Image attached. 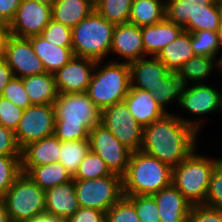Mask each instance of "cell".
<instances>
[{
    "label": "cell",
    "instance_id": "cell-51",
    "mask_svg": "<svg viewBox=\"0 0 222 222\" xmlns=\"http://www.w3.org/2000/svg\"><path fill=\"white\" fill-rule=\"evenodd\" d=\"M216 32H217V38H218V43H219V46H220V50L222 51V22H221L220 27L218 28V30Z\"/></svg>",
    "mask_w": 222,
    "mask_h": 222
},
{
    "label": "cell",
    "instance_id": "cell-32",
    "mask_svg": "<svg viewBox=\"0 0 222 222\" xmlns=\"http://www.w3.org/2000/svg\"><path fill=\"white\" fill-rule=\"evenodd\" d=\"M89 150V139L61 141L59 162L73 176L77 171L79 164L83 161Z\"/></svg>",
    "mask_w": 222,
    "mask_h": 222
},
{
    "label": "cell",
    "instance_id": "cell-35",
    "mask_svg": "<svg viewBox=\"0 0 222 222\" xmlns=\"http://www.w3.org/2000/svg\"><path fill=\"white\" fill-rule=\"evenodd\" d=\"M191 44L195 55L214 57L222 63V56L217 57L221 53L217 32L207 30L192 32Z\"/></svg>",
    "mask_w": 222,
    "mask_h": 222
},
{
    "label": "cell",
    "instance_id": "cell-22",
    "mask_svg": "<svg viewBox=\"0 0 222 222\" xmlns=\"http://www.w3.org/2000/svg\"><path fill=\"white\" fill-rule=\"evenodd\" d=\"M184 29L169 21L166 17L159 23L141 27L144 52L147 56H157L167 45L172 43Z\"/></svg>",
    "mask_w": 222,
    "mask_h": 222
},
{
    "label": "cell",
    "instance_id": "cell-49",
    "mask_svg": "<svg viewBox=\"0 0 222 222\" xmlns=\"http://www.w3.org/2000/svg\"><path fill=\"white\" fill-rule=\"evenodd\" d=\"M8 37V30L0 23V59L4 58L5 44Z\"/></svg>",
    "mask_w": 222,
    "mask_h": 222
},
{
    "label": "cell",
    "instance_id": "cell-52",
    "mask_svg": "<svg viewBox=\"0 0 222 222\" xmlns=\"http://www.w3.org/2000/svg\"><path fill=\"white\" fill-rule=\"evenodd\" d=\"M41 4H44V5H47V6H50L52 7L53 4L57 1V0H35Z\"/></svg>",
    "mask_w": 222,
    "mask_h": 222
},
{
    "label": "cell",
    "instance_id": "cell-28",
    "mask_svg": "<svg viewBox=\"0 0 222 222\" xmlns=\"http://www.w3.org/2000/svg\"><path fill=\"white\" fill-rule=\"evenodd\" d=\"M215 68L222 73V63L216 58L195 55L182 65L177 75L185 85L207 83L205 79Z\"/></svg>",
    "mask_w": 222,
    "mask_h": 222
},
{
    "label": "cell",
    "instance_id": "cell-13",
    "mask_svg": "<svg viewBox=\"0 0 222 222\" xmlns=\"http://www.w3.org/2000/svg\"><path fill=\"white\" fill-rule=\"evenodd\" d=\"M55 112L53 104L32 105L24 109L15 130L17 144L22 149L28 143L54 134Z\"/></svg>",
    "mask_w": 222,
    "mask_h": 222
},
{
    "label": "cell",
    "instance_id": "cell-21",
    "mask_svg": "<svg viewBox=\"0 0 222 222\" xmlns=\"http://www.w3.org/2000/svg\"><path fill=\"white\" fill-rule=\"evenodd\" d=\"M124 101L134 119L142 127L148 126L167 114L147 90L130 88Z\"/></svg>",
    "mask_w": 222,
    "mask_h": 222
},
{
    "label": "cell",
    "instance_id": "cell-38",
    "mask_svg": "<svg viewBox=\"0 0 222 222\" xmlns=\"http://www.w3.org/2000/svg\"><path fill=\"white\" fill-rule=\"evenodd\" d=\"M106 222H140L134 205L123 196L106 213Z\"/></svg>",
    "mask_w": 222,
    "mask_h": 222
},
{
    "label": "cell",
    "instance_id": "cell-3",
    "mask_svg": "<svg viewBox=\"0 0 222 222\" xmlns=\"http://www.w3.org/2000/svg\"><path fill=\"white\" fill-rule=\"evenodd\" d=\"M172 183V168L138 150L131 152L122 176L123 195H153Z\"/></svg>",
    "mask_w": 222,
    "mask_h": 222
},
{
    "label": "cell",
    "instance_id": "cell-29",
    "mask_svg": "<svg viewBox=\"0 0 222 222\" xmlns=\"http://www.w3.org/2000/svg\"><path fill=\"white\" fill-rule=\"evenodd\" d=\"M21 171L27 174L43 190L73 179L72 174L60 162L35 167H21Z\"/></svg>",
    "mask_w": 222,
    "mask_h": 222
},
{
    "label": "cell",
    "instance_id": "cell-50",
    "mask_svg": "<svg viewBox=\"0 0 222 222\" xmlns=\"http://www.w3.org/2000/svg\"><path fill=\"white\" fill-rule=\"evenodd\" d=\"M0 222H11L3 198H0Z\"/></svg>",
    "mask_w": 222,
    "mask_h": 222
},
{
    "label": "cell",
    "instance_id": "cell-48",
    "mask_svg": "<svg viewBox=\"0 0 222 222\" xmlns=\"http://www.w3.org/2000/svg\"><path fill=\"white\" fill-rule=\"evenodd\" d=\"M25 222H64L60 218L50 215L49 213H43L35 216L34 218Z\"/></svg>",
    "mask_w": 222,
    "mask_h": 222
},
{
    "label": "cell",
    "instance_id": "cell-16",
    "mask_svg": "<svg viewBox=\"0 0 222 222\" xmlns=\"http://www.w3.org/2000/svg\"><path fill=\"white\" fill-rule=\"evenodd\" d=\"M96 62L93 59L73 56L66 65L54 74L58 92H87Z\"/></svg>",
    "mask_w": 222,
    "mask_h": 222
},
{
    "label": "cell",
    "instance_id": "cell-24",
    "mask_svg": "<svg viewBox=\"0 0 222 222\" xmlns=\"http://www.w3.org/2000/svg\"><path fill=\"white\" fill-rule=\"evenodd\" d=\"M36 56L43 62L47 73L55 74L74 56L72 47H62L51 44L41 35L28 37Z\"/></svg>",
    "mask_w": 222,
    "mask_h": 222
},
{
    "label": "cell",
    "instance_id": "cell-18",
    "mask_svg": "<svg viewBox=\"0 0 222 222\" xmlns=\"http://www.w3.org/2000/svg\"><path fill=\"white\" fill-rule=\"evenodd\" d=\"M152 196L158 207L160 222H188L193 205L172 183Z\"/></svg>",
    "mask_w": 222,
    "mask_h": 222
},
{
    "label": "cell",
    "instance_id": "cell-7",
    "mask_svg": "<svg viewBox=\"0 0 222 222\" xmlns=\"http://www.w3.org/2000/svg\"><path fill=\"white\" fill-rule=\"evenodd\" d=\"M165 17L190 33L216 32L222 22L218 0H166Z\"/></svg>",
    "mask_w": 222,
    "mask_h": 222
},
{
    "label": "cell",
    "instance_id": "cell-46",
    "mask_svg": "<svg viewBox=\"0 0 222 222\" xmlns=\"http://www.w3.org/2000/svg\"><path fill=\"white\" fill-rule=\"evenodd\" d=\"M22 0H0V23L8 27L14 20Z\"/></svg>",
    "mask_w": 222,
    "mask_h": 222
},
{
    "label": "cell",
    "instance_id": "cell-53",
    "mask_svg": "<svg viewBox=\"0 0 222 222\" xmlns=\"http://www.w3.org/2000/svg\"><path fill=\"white\" fill-rule=\"evenodd\" d=\"M94 7L97 4L98 0H88Z\"/></svg>",
    "mask_w": 222,
    "mask_h": 222
},
{
    "label": "cell",
    "instance_id": "cell-1",
    "mask_svg": "<svg viewBox=\"0 0 222 222\" xmlns=\"http://www.w3.org/2000/svg\"><path fill=\"white\" fill-rule=\"evenodd\" d=\"M198 134L177 115L167 113L144 127L140 150L173 168L198 148Z\"/></svg>",
    "mask_w": 222,
    "mask_h": 222
},
{
    "label": "cell",
    "instance_id": "cell-10",
    "mask_svg": "<svg viewBox=\"0 0 222 222\" xmlns=\"http://www.w3.org/2000/svg\"><path fill=\"white\" fill-rule=\"evenodd\" d=\"M178 106L196 117H201V119H187L177 115L181 121L199 133L204 124L203 117L221 111V89L218 90L207 83L185 85Z\"/></svg>",
    "mask_w": 222,
    "mask_h": 222
},
{
    "label": "cell",
    "instance_id": "cell-41",
    "mask_svg": "<svg viewBox=\"0 0 222 222\" xmlns=\"http://www.w3.org/2000/svg\"><path fill=\"white\" fill-rule=\"evenodd\" d=\"M205 205L222 210V160L211 174Z\"/></svg>",
    "mask_w": 222,
    "mask_h": 222
},
{
    "label": "cell",
    "instance_id": "cell-37",
    "mask_svg": "<svg viewBox=\"0 0 222 222\" xmlns=\"http://www.w3.org/2000/svg\"><path fill=\"white\" fill-rule=\"evenodd\" d=\"M135 207L140 222H160L158 207L152 195H124Z\"/></svg>",
    "mask_w": 222,
    "mask_h": 222
},
{
    "label": "cell",
    "instance_id": "cell-14",
    "mask_svg": "<svg viewBox=\"0 0 222 222\" xmlns=\"http://www.w3.org/2000/svg\"><path fill=\"white\" fill-rule=\"evenodd\" d=\"M4 59L15 77H27L45 73L43 62L36 56L29 38L8 33Z\"/></svg>",
    "mask_w": 222,
    "mask_h": 222
},
{
    "label": "cell",
    "instance_id": "cell-19",
    "mask_svg": "<svg viewBox=\"0 0 222 222\" xmlns=\"http://www.w3.org/2000/svg\"><path fill=\"white\" fill-rule=\"evenodd\" d=\"M80 208L74 180L45 190V212L66 222Z\"/></svg>",
    "mask_w": 222,
    "mask_h": 222
},
{
    "label": "cell",
    "instance_id": "cell-34",
    "mask_svg": "<svg viewBox=\"0 0 222 222\" xmlns=\"http://www.w3.org/2000/svg\"><path fill=\"white\" fill-rule=\"evenodd\" d=\"M112 174L105 161L99 155L89 150L73 175V180L95 179Z\"/></svg>",
    "mask_w": 222,
    "mask_h": 222
},
{
    "label": "cell",
    "instance_id": "cell-8",
    "mask_svg": "<svg viewBox=\"0 0 222 222\" xmlns=\"http://www.w3.org/2000/svg\"><path fill=\"white\" fill-rule=\"evenodd\" d=\"M11 222H25L45 213V190L21 173L2 197Z\"/></svg>",
    "mask_w": 222,
    "mask_h": 222
},
{
    "label": "cell",
    "instance_id": "cell-11",
    "mask_svg": "<svg viewBox=\"0 0 222 222\" xmlns=\"http://www.w3.org/2000/svg\"><path fill=\"white\" fill-rule=\"evenodd\" d=\"M101 124L132 152L140 150L144 127L134 119L125 101L104 108Z\"/></svg>",
    "mask_w": 222,
    "mask_h": 222
},
{
    "label": "cell",
    "instance_id": "cell-27",
    "mask_svg": "<svg viewBox=\"0 0 222 222\" xmlns=\"http://www.w3.org/2000/svg\"><path fill=\"white\" fill-rule=\"evenodd\" d=\"M51 8L52 20L71 29L95 10L88 0H57Z\"/></svg>",
    "mask_w": 222,
    "mask_h": 222
},
{
    "label": "cell",
    "instance_id": "cell-17",
    "mask_svg": "<svg viewBox=\"0 0 222 222\" xmlns=\"http://www.w3.org/2000/svg\"><path fill=\"white\" fill-rule=\"evenodd\" d=\"M110 53L123 58L125 63L146 57L141 27L131 23L115 25Z\"/></svg>",
    "mask_w": 222,
    "mask_h": 222
},
{
    "label": "cell",
    "instance_id": "cell-20",
    "mask_svg": "<svg viewBox=\"0 0 222 222\" xmlns=\"http://www.w3.org/2000/svg\"><path fill=\"white\" fill-rule=\"evenodd\" d=\"M130 88L147 90L150 93L154 90L159 80L169 71L156 56H146L129 63Z\"/></svg>",
    "mask_w": 222,
    "mask_h": 222
},
{
    "label": "cell",
    "instance_id": "cell-5",
    "mask_svg": "<svg viewBox=\"0 0 222 222\" xmlns=\"http://www.w3.org/2000/svg\"><path fill=\"white\" fill-rule=\"evenodd\" d=\"M197 148L180 164L172 168V184L194 205H205L210 177L222 158L198 154Z\"/></svg>",
    "mask_w": 222,
    "mask_h": 222
},
{
    "label": "cell",
    "instance_id": "cell-9",
    "mask_svg": "<svg viewBox=\"0 0 222 222\" xmlns=\"http://www.w3.org/2000/svg\"><path fill=\"white\" fill-rule=\"evenodd\" d=\"M80 207L107 212L123 195L122 176L112 174L95 179L74 180Z\"/></svg>",
    "mask_w": 222,
    "mask_h": 222
},
{
    "label": "cell",
    "instance_id": "cell-39",
    "mask_svg": "<svg viewBox=\"0 0 222 222\" xmlns=\"http://www.w3.org/2000/svg\"><path fill=\"white\" fill-rule=\"evenodd\" d=\"M40 35L51 44L72 47V29L54 20L49 22Z\"/></svg>",
    "mask_w": 222,
    "mask_h": 222
},
{
    "label": "cell",
    "instance_id": "cell-36",
    "mask_svg": "<svg viewBox=\"0 0 222 222\" xmlns=\"http://www.w3.org/2000/svg\"><path fill=\"white\" fill-rule=\"evenodd\" d=\"M21 173V156H0V198Z\"/></svg>",
    "mask_w": 222,
    "mask_h": 222
},
{
    "label": "cell",
    "instance_id": "cell-15",
    "mask_svg": "<svg viewBox=\"0 0 222 222\" xmlns=\"http://www.w3.org/2000/svg\"><path fill=\"white\" fill-rule=\"evenodd\" d=\"M52 20V8L35 0H22L8 33L17 37L40 35Z\"/></svg>",
    "mask_w": 222,
    "mask_h": 222
},
{
    "label": "cell",
    "instance_id": "cell-25",
    "mask_svg": "<svg viewBox=\"0 0 222 222\" xmlns=\"http://www.w3.org/2000/svg\"><path fill=\"white\" fill-rule=\"evenodd\" d=\"M22 82L32 105L53 104L58 97L54 74L45 72L27 76Z\"/></svg>",
    "mask_w": 222,
    "mask_h": 222
},
{
    "label": "cell",
    "instance_id": "cell-55",
    "mask_svg": "<svg viewBox=\"0 0 222 222\" xmlns=\"http://www.w3.org/2000/svg\"><path fill=\"white\" fill-rule=\"evenodd\" d=\"M221 112H222V91H221Z\"/></svg>",
    "mask_w": 222,
    "mask_h": 222
},
{
    "label": "cell",
    "instance_id": "cell-33",
    "mask_svg": "<svg viewBox=\"0 0 222 222\" xmlns=\"http://www.w3.org/2000/svg\"><path fill=\"white\" fill-rule=\"evenodd\" d=\"M132 0H98L97 11L108 22L115 25L129 23Z\"/></svg>",
    "mask_w": 222,
    "mask_h": 222
},
{
    "label": "cell",
    "instance_id": "cell-43",
    "mask_svg": "<svg viewBox=\"0 0 222 222\" xmlns=\"http://www.w3.org/2000/svg\"><path fill=\"white\" fill-rule=\"evenodd\" d=\"M188 222H222V210L207 205L192 206Z\"/></svg>",
    "mask_w": 222,
    "mask_h": 222
},
{
    "label": "cell",
    "instance_id": "cell-2",
    "mask_svg": "<svg viewBox=\"0 0 222 222\" xmlns=\"http://www.w3.org/2000/svg\"><path fill=\"white\" fill-rule=\"evenodd\" d=\"M53 107L54 135L61 141L89 139L90 130L101 123L102 111L87 92L59 93Z\"/></svg>",
    "mask_w": 222,
    "mask_h": 222
},
{
    "label": "cell",
    "instance_id": "cell-12",
    "mask_svg": "<svg viewBox=\"0 0 222 222\" xmlns=\"http://www.w3.org/2000/svg\"><path fill=\"white\" fill-rule=\"evenodd\" d=\"M90 150L99 155L114 174L123 176L131 150L123 145L103 124L94 126L89 133Z\"/></svg>",
    "mask_w": 222,
    "mask_h": 222
},
{
    "label": "cell",
    "instance_id": "cell-23",
    "mask_svg": "<svg viewBox=\"0 0 222 222\" xmlns=\"http://www.w3.org/2000/svg\"><path fill=\"white\" fill-rule=\"evenodd\" d=\"M61 140L54 134L28 143L21 149V167H35L59 162Z\"/></svg>",
    "mask_w": 222,
    "mask_h": 222
},
{
    "label": "cell",
    "instance_id": "cell-44",
    "mask_svg": "<svg viewBox=\"0 0 222 222\" xmlns=\"http://www.w3.org/2000/svg\"><path fill=\"white\" fill-rule=\"evenodd\" d=\"M0 156H21L15 132L0 125Z\"/></svg>",
    "mask_w": 222,
    "mask_h": 222
},
{
    "label": "cell",
    "instance_id": "cell-40",
    "mask_svg": "<svg viewBox=\"0 0 222 222\" xmlns=\"http://www.w3.org/2000/svg\"><path fill=\"white\" fill-rule=\"evenodd\" d=\"M2 97L14 103L23 110L32 106L22 82V78L13 76L7 86L4 88Z\"/></svg>",
    "mask_w": 222,
    "mask_h": 222
},
{
    "label": "cell",
    "instance_id": "cell-47",
    "mask_svg": "<svg viewBox=\"0 0 222 222\" xmlns=\"http://www.w3.org/2000/svg\"><path fill=\"white\" fill-rule=\"evenodd\" d=\"M13 76L12 69L8 66L6 60L4 58L0 59V96Z\"/></svg>",
    "mask_w": 222,
    "mask_h": 222
},
{
    "label": "cell",
    "instance_id": "cell-54",
    "mask_svg": "<svg viewBox=\"0 0 222 222\" xmlns=\"http://www.w3.org/2000/svg\"><path fill=\"white\" fill-rule=\"evenodd\" d=\"M218 4L220 7H222V0H218Z\"/></svg>",
    "mask_w": 222,
    "mask_h": 222
},
{
    "label": "cell",
    "instance_id": "cell-6",
    "mask_svg": "<svg viewBox=\"0 0 222 222\" xmlns=\"http://www.w3.org/2000/svg\"><path fill=\"white\" fill-rule=\"evenodd\" d=\"M114 28L115 24L94 10L72 28L74 56L105 61L111 51Z\"/></svg>",
    "mask_w": 222,
    "mask_h": 222
},
{
    "label": "cell",
    "instance_id": "cell-4",
    "mask_svg": "<svg viewBox=\"0 0 222 222\" xmlns=\"http://www.w3.org/2000/svg\"><path fill=\"white\" fill-rule=\"evenodd\" d=\"M97 61L87 94L102 111L104 108L124 101L130 90L129 63L111 59L105 65Z\"/></svg>",
    "mask_w": 222,
    "mask_h": 222
},
{
    "label": "cell",
    "instance_id": "cell-42",
    "mask_svg": "<svg viewBox=\"0 0 222 222\" xmlns=\"http://www.w3.org/2000/svg\"><path fill=\"white\" fill-rule=\"evenodd\" d=\"M24 110L0 96V125L15 132Z\"/></svg>",
    "mask_w": 222,
    "mask_h": 222
},
{
    "label": "cell",
    "instance_id": "cell-26",
    "mask_svg": "<svg viewBox=\"0 0 222 222\" xmlns=\"http://www.w3.org/2000/svg\"><path fill=\"white\" fill-rule=\"evenodd\" d=\"M195 56L191 33L183 30L181 34L169 45L165 46L156 56L169 72L178 73L182 65Z\"/></svg>",
    "mask_w": 222,
    "mask_h": 222
},
{
    "label": "cell",
    "instance_id": "cell-45",
    "mask_svg": "<svg viewBox=\"0 0 222 222\" xmlns=\"http://www.w3.org/2000/svg\"><path fill=\"white\" fill-rule=\"evenodd\" d=\"M105 212L80 207L66 222H104Z\"/></svg>",
    "mask_w": 222,
    "mask_h": 222
},
{
    "label": "cell",
    "instance_id": "cell-31",
    "mask_svg": "<svg viewBox=\"0 0 222 222\" xmlns=\"http://www.w3.org/2000/svg\"><path fill=\"white\" fill-rule=\"evenodd\" d=\"M184 87L185 84L177 73L168 72L159 80L151 94L166 113H172L167 108L172 102H180Z\"/></svg>",
    "mask_w": 222,
    "mask_h": 222
},
{
    "label": "cell",
    "instance_id": "cell-30",
    "mask_svg": "<svg viewBox=\"0 0 222 222\" xmlns=\"http://www.w3.org/2000/svg\"><path fill=\"white\" fill-rule=\"evenodd\" d=\"M165 13L166 0H132L129 23L150 26L163 20Z\"/></svg>",
    "mask_w": 222,
    "mask_h": 222
}]
</instances>
